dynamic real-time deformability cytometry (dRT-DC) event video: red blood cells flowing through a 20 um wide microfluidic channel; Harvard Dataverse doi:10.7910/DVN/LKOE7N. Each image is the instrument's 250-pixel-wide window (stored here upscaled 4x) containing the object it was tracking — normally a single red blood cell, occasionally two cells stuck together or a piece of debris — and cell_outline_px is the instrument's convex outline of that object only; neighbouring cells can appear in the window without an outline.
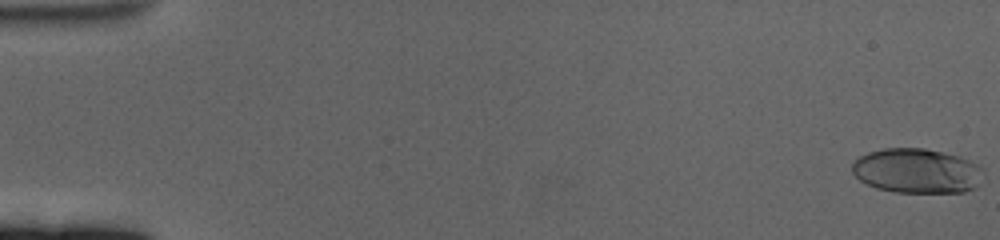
{"species": "human", "species_latin": "Homo sapiens", "temperature_condition": "cold", "stored_images_in_passage": 16, "camera_frame_rate_fps": 3000, "um_per_image_px": 0.085, "donor": {"sex": "female"}, "frame": {"image": 1, "passage_image": 1, "time_ms": 0.0, "image_size_px": [1000, 240], "cell_outline_px": [[984, 172], [976, 188], [964, 192], [896, 192], [876, 188], [860, 180], [852, 172], [852, 164], [860, 156], [868, 152], [884, 148], [924, 148], [960, 156], [984, 168]], "centroid_in_image_um": [77.95, 14.52], "position_along_channel_um": 7.0, "area_um2": 34.22}}